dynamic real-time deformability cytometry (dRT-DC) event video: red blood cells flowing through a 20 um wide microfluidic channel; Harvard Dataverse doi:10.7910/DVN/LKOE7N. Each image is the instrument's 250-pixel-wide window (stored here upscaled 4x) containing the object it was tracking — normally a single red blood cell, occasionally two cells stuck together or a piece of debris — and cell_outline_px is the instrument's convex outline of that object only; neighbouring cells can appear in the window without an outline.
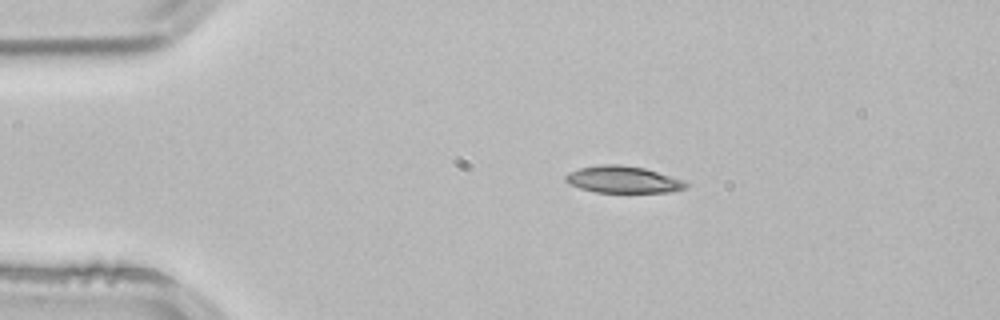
{"species": "common noctule bat (a hibernating species)", "species_latin": "Nyctalus noctula", "temperature_condition": "room temperature", "stored_images_in_passage": 2, "camera_frame_rate_fps": 3000, "um_per_image_px": 0.085, "animal": {"sex": "male", "body_mass_g": 21.5, "forearm_length_mm": 52.0}, "frame": {"image": 1, "passage_image": 1, "time_ms": 0.0, "image_size_px": [1000, 320], "cell_outline_px": [[688, 188], [672, 192], [596, 192], [580, 188], [568, 184], [564, 180], [564, 176], [568, 172], [580, 168], [600, 164], [620, 164], [644, 168], [684, 180], [688, 184]], "centroid_in_image_um": [52.95, 15.26], "position_along_channel_um": 32.1, "area_um2": 18.96}}
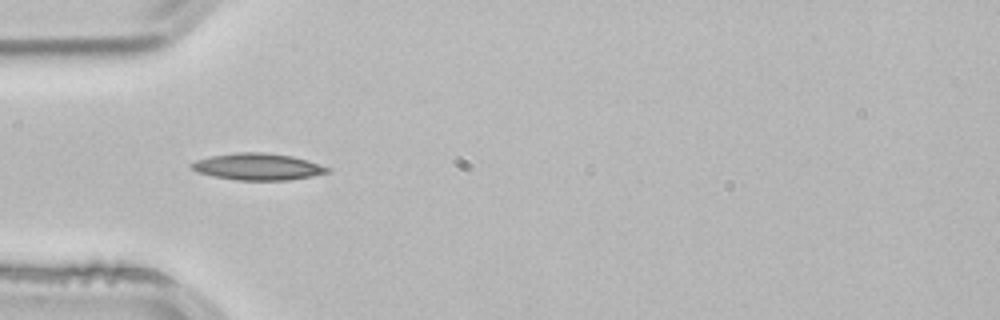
{"frame": {"image": 2, "passage_image": 2, "time_ms": 0.333, "image_size_px": [1000, 320], "cell_outline_px": [[332, 168], [328, 172], [312, 176], [288, 180], [236, 180], [196, 172], [188, 164], [196, 160], [212, 156], [236, 152], [260, 152], [292, 156], [308, 160]], "centroid_in_image_um": [21.92, 14.17], "position_along_channel_um": 63.1, "area_um2": 21.1}}